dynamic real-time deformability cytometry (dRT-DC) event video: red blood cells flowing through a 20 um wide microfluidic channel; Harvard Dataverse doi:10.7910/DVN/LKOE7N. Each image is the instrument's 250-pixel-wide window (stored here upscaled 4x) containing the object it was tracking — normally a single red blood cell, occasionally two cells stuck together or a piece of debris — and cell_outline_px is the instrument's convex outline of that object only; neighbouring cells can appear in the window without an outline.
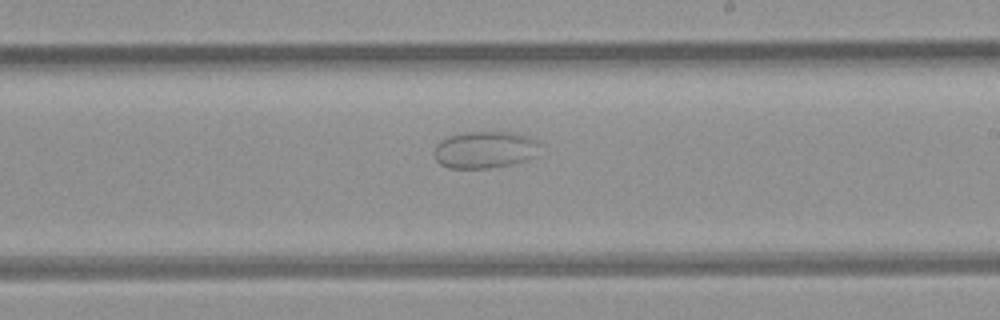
{"species": "common noctule bat (a hibernating species)", "species_latin": "Nyctalus noctula", "temperature_condition": "room temperature", "stored_images_in_passage": 44, "camera_frame_rate_fps": 3000, "um_per_image_px": 0.085, "animal": {"sex": "female", "body_mass_g": 21.9}, "frame": {"image": 1, "passage_image": 22, "time_ms": 7.0, "image_size_px": [1000, 320], "cell_outline_px": [[540, 144], [524, 160], [508, 164], [488, 168], [448, 168], [440, 164], [436, 160], [436, 144], [440, 140], [448, 136], [464, 132], [516, 132], [528, 136], [536, 140]], "centroid_in_image_um": [41.13, 12.7], "position_along_channel_um": 247.9, "area_um2": 22.25}}
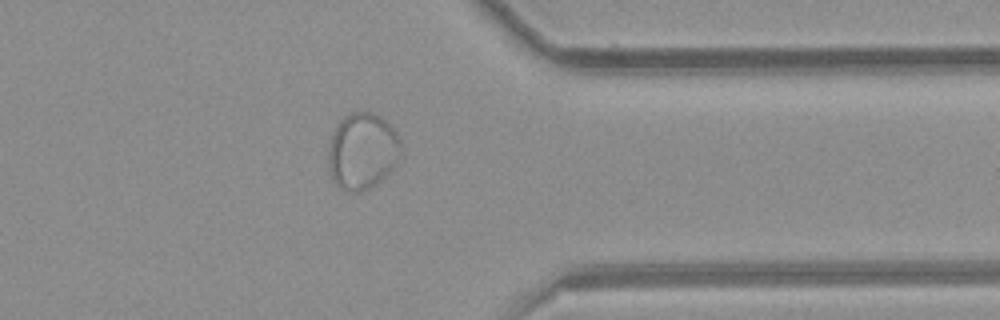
{"frame": {"image": 2, "passage_image": 33, "time_ms": 10.667, "image_size_px": [1000, 320], "cell_outline_px": [[400, 152], [396, 164], [376, 184], [364, 192], [344, 192], [332, 180], [328, 168], [328, 148], [332, 136], [340, 120], [344, 116], [352, 112], [372, 112], [380, 116], [396, 132], [400, 140]], "centroid_in_image_um": [30.77, 12.87], "position_along_channel_um": 380.6, "area_um2": 32.37}}
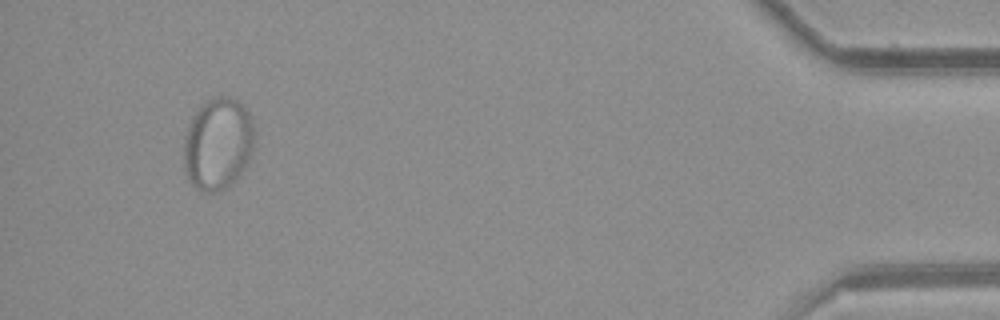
{"frame": {"image": 3, "passage_image": 41, "time_ms": 13.333, "image_size_px": [1000, 320], "cell_outline_px": [[256, 136], [252, 152], [244, 168], [224, 188], [212, 192], [200, 192], [192, 184], [184, 172], [184, 140], [188, 124], [192, 116], [200, 104], [212, 96], [232, 96], [240, 100], [248, 112], [252, 120]], "centroid_in_image_um": [18.51, 12.16], "position_along_channel_um": 416.7, "area_um2": 38.38}}